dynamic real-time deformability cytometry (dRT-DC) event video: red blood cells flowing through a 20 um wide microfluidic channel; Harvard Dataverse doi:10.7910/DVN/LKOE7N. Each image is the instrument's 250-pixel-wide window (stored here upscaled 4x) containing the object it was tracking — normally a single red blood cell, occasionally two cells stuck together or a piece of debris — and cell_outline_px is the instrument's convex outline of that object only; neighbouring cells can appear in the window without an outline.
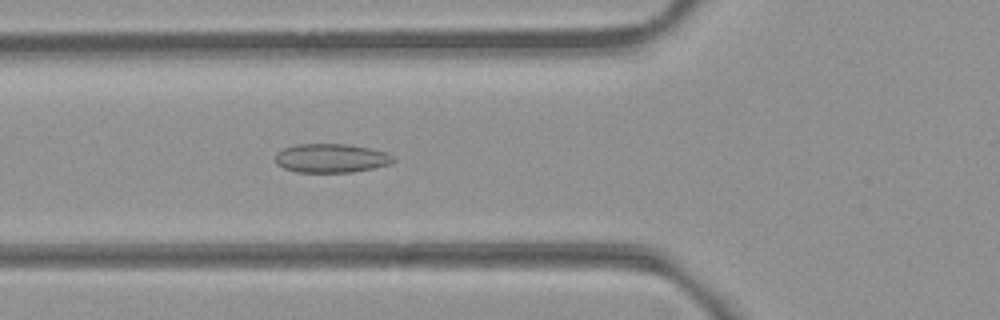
{"species": "common noctule bat (a hibernating species)", "species_latin": "Nyctalus noctula", "temperature_condition": "room temperature", "stored_images_in_passage": 53, "camera_frame_rate_fps": 3000, "um_per_image_px": 0.085, "animal": {"sex": "female", "body_mass_g": 21.9}, "frame": {"image": 1, "passage_image": 20, "time_ms": 6.333, "image_size_px": [1000, 320], "cell_outline_px": [[396, 160], [392, 164], [352, 172], [296, 172], [284, 168], [276, 164], [276, 152], [284, 148], [296, 144], [348, 144], [372, 148], [388, 152], [396, 156]], "centroid_in_image_um": [28.21, 13.44], "position_along_channel_um": 97.6, "area_um2": 20.17}}
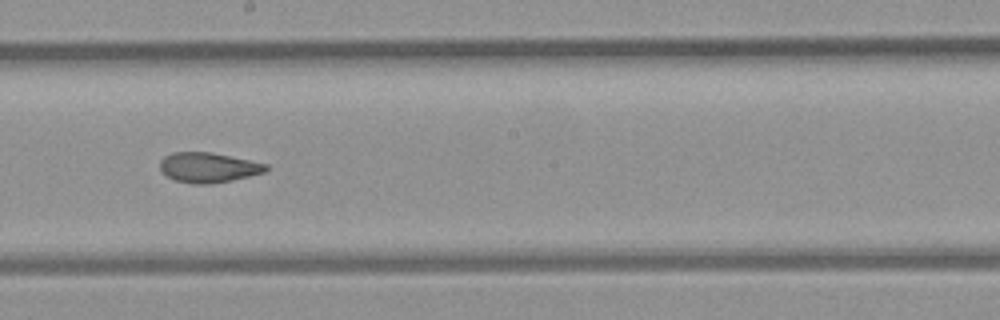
{"frame": {"image": 2, "passage_image": 30, "time_ms": 9.667, "image_size_px": [1000, 320], "cell_outline_px": [[268, 168], [264, 172], [232, 180], [208, 184], [192, 184], [176, 180], [168, 176], [160, 168], [160, 160], [164, 156], [172, 152], [212, 152], [268, 164]], "centroid_in_image_um": [17.7, 14.23], "position_along_channel_um": 230.5, "area_um2": 18.38}}
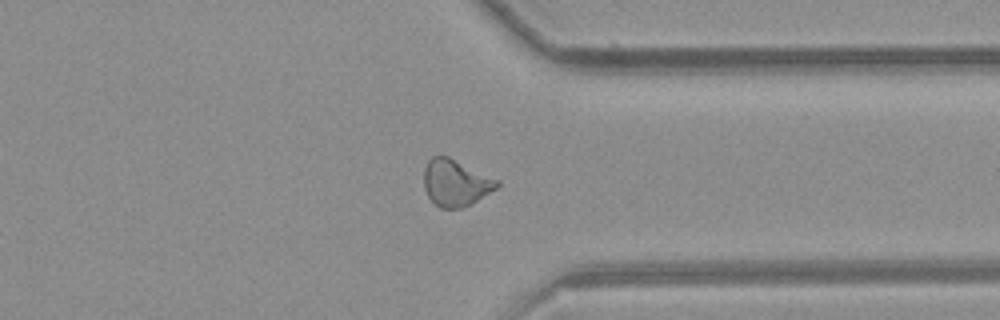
{"frame": {"image": 3, "passage_image": 41, "time_ms": 13.333, "image_size_px": [1000, 320], "cell_outline_px": [[500, 184], [496, 188], [464, 208], [440, 208], [428, 196], [424, 188], [424, 168], [428, 160], [432, 156], [448, 156], [500, 180]], "centroid_in_image_um": [38.72, 15.53], "position_along_channel_um": 372.7, "area_um2": 19.83}, "authors_computed_cell_mechanics": {"area_um2": 19.9988, "velocity_mm_per_s": 3.9688, "shape_relaxation_time_tau1_ms": null, "shape_relaxation_time_tau2_ms": 1.9957, "deformation_change_tau1": null, "deformation_change_tau2": 0.0955}}